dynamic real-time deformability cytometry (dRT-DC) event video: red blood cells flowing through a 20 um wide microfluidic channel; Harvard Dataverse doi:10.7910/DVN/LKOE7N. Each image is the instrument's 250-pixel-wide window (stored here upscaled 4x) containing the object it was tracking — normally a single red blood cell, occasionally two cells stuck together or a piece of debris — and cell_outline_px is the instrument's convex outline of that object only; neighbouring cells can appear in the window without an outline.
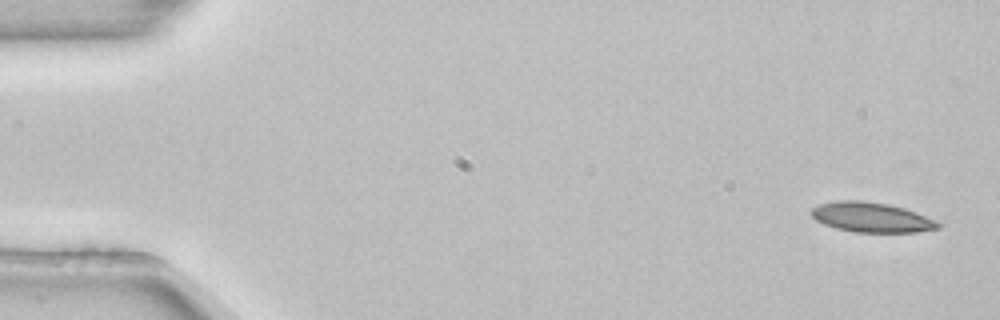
{"species": "common noctule bat (a hibernating species)", "species_latin": "Nyctalus noctula", "temperature_condition": "room temperature", "stored_images_in_passage": 3, "camera_frame_rate_fps": 3000, "um_per_image_px": 0.085, "animal": {"sex": "female", "body_mass_g": 22.7, "forearm_length_mm": 54.2}, "frame": {"image": 1, "passage_image": 1, "time_ms": 0.0, "image_size_px": [1000, 320], "cell_outline_px": [[940, 228], [916, 232], [856, 232], [836, 228], [824, 224], [816, 220], [812, 216], [812, 208], [820, 204], [836, 200], [860, 200], [888, 204], [904, 208], [916, 212], [936, 220], [940, 224]], "centroid_in_image_um": [74.08, 18.47], "position_along_channel_um": 10.9, "area_um2": 21.96}}
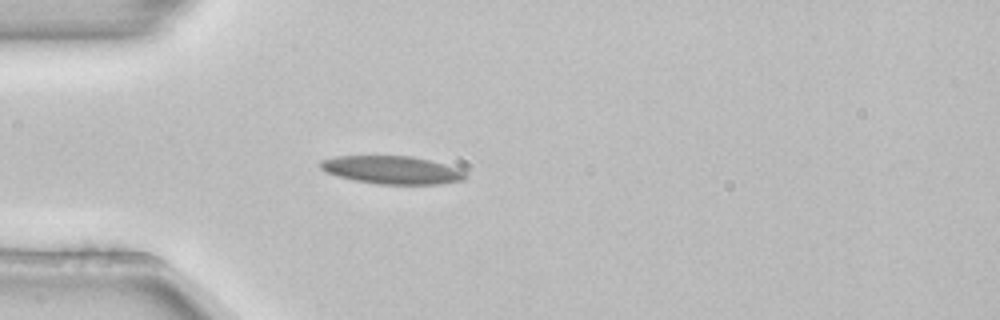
{"frame": {"image": 2, "passage_image": 3, "time_ms": 0.667, "image_size_px": [1000, 320], "cell_outline_px": [[468, 176], [464, 180], [440, 184], [380, 184], [352, 180], [336, 176], [320, 168], [320, 160], [336, 156], [412, 156], [444, 164], [456, 168], [464, 172]], "centroid_in_image_um": [33.3, 14.45], "position_along_channel_um": 51.7, "area_um2": 23.58}}